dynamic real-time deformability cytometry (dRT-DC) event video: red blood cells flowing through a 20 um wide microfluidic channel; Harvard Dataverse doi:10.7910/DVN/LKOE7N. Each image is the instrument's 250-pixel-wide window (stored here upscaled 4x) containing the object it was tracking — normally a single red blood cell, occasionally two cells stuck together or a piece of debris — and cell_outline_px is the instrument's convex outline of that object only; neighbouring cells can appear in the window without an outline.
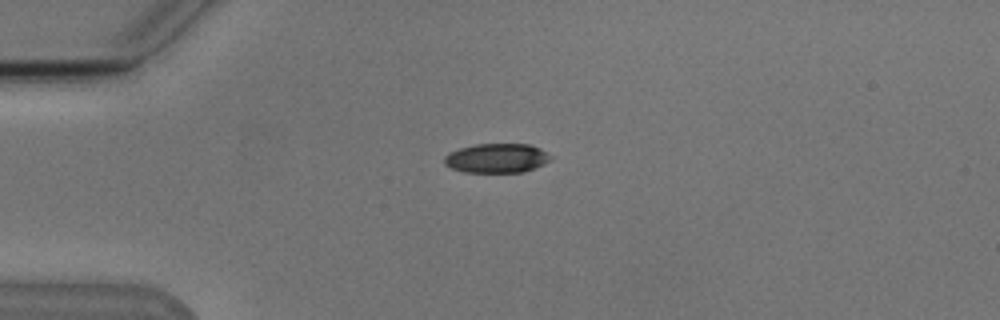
{"species": "Egyptian fruit bat (a non-hibernating species)", "species_latin": "Rousettus aegyptiacus", "temperature_condition": "cold", "stored_images_in_passage": 3, "camera_frame_rate_fps": 3000, "um_per_image_px": 0.085, "animal": {"sex": "male"}, "frame": {"image": 1, "passage_image": 2, "time_ms": 1.333, "image_size_px": [1000, 320], "cell_outline_px": [[552, 156], [544, 164], [524, 172], [464, 172], [452, 168], [444, 164], [444, 156], [448, 152], [460, 148], [476, 144], [528, 144], [540, 148]], "centroid_in_image_um": [42.2, 13.44], "position_along_channel_um": 42.8, "area_um2": 18.15}}